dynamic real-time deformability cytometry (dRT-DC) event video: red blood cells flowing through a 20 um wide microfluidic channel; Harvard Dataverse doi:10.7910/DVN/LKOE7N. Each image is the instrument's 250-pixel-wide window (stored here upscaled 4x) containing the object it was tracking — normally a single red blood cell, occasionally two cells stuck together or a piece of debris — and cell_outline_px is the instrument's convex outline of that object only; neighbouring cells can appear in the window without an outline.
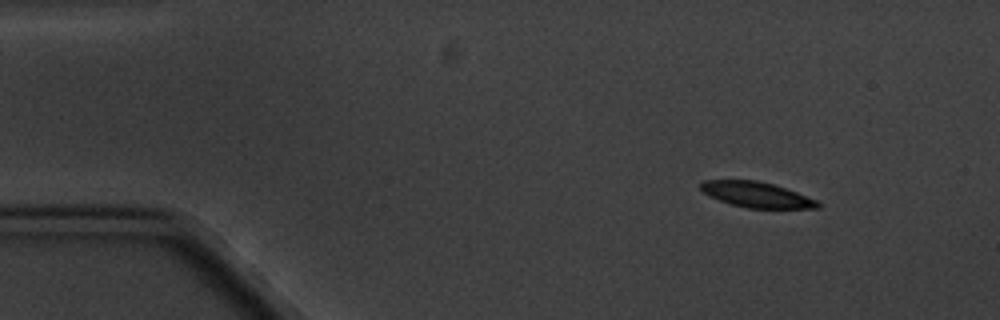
{"species": "common noctule bat (a hibernating species)", "species_latin": "Nyctalus noctula", "temperature_condition": "cold", "stored_images_in_passage": 3, "camera_frame_rate_fps": 3000, "um_per_image_px": 0.085, "animal": {"sex": "male", "body_mass_g": 20.1, "forearm_length_mm": 53.5}, "frame": {"image": 1, "passage_image": 1, "time_ms": 0.0, "image_size_px": [1000, 320], "cell_outline_px": [[820, 208], [748, 208], [732, 204], [708, 196], [700, 188], [700, 184], [704, 180], [756, 180], [772, 184], [796, 192], [816, 200], [820, 204]], "centroid_in_image_um": [64.28, 16.54], "position_along_channel_um": 20.7, "area_um2": 17.11}}
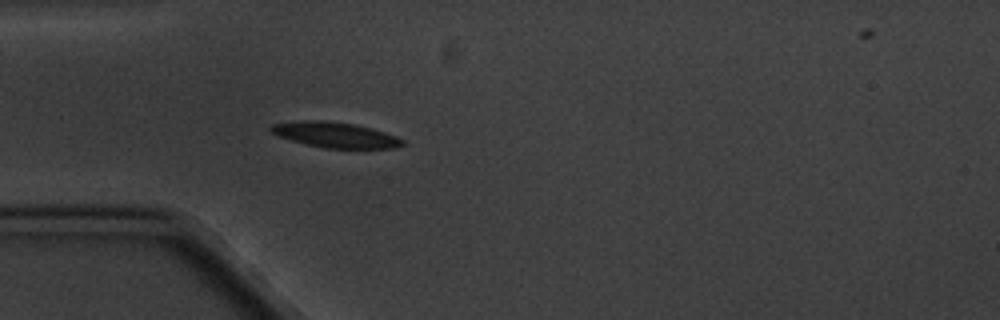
{"frame": {"image": 2, "passage_image": 3, "time_ms": 3.333, "image_size_px": [1000, 320], "cell_outline_px": [[404, 144], [396, 148], [324, 148], [292, 140], [280, 136], [272, 132], [268, 128], [272, 124], [312, 120], [324, 120], [356, 124], [384, 132], [396, 136], [404, 140]], "centroid_in_image_um": [28.54, 11.46], "position_along_channel_um": 56.5, "area_um2": 19.19}}